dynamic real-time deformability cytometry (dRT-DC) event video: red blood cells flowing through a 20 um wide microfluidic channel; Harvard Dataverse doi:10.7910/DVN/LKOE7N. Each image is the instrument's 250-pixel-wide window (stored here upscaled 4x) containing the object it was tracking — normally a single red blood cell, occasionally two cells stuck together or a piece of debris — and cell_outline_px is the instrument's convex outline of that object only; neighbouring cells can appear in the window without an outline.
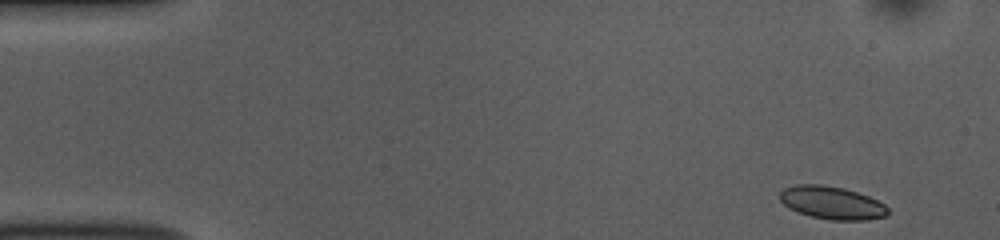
{"species": "common noctule bat (a hibernating species)", "species_latin": "Nyctalus noctula", "temperature_condition": "room temperature", "stored_images_in_passage": 50, "camera_frame_rate_fps": 3000, "um_per_image_px": 0.085, "animal": {"sex": "female", "body_mass_g": 10.0, "forearm_length_mm": 53.1}, "frame": {"image": 1, "passage_image": 1, "time_ms": 0.0, "image_size_px": [1000, 240], "cell_outline_px": [[888, 212], [884, 216], [868, 220], [828, 220], [796, 212], [788, 208], [780, 200], [780, 192], [784, 188], [796, 184], [820, 184], [844, 188], [868, 196], [884, 204], [888, 208]], "centroid_in_image_um": [70.68, 17.23], "position_along_channel_um": 14.3, "area_um2": 20.69}}
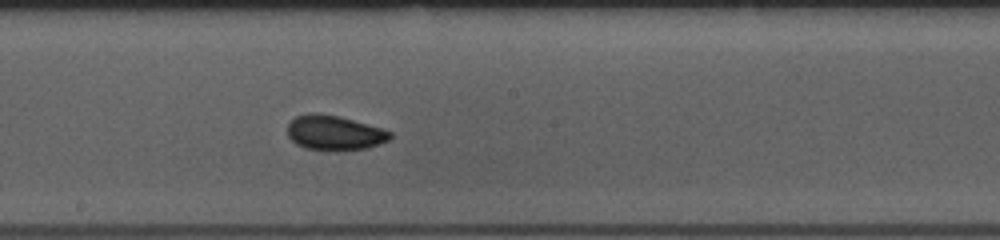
{"frame": {"image": 2, "passage_image": 26, "time_ms": 8.333, "image_size_px": [1000, 240], "cell_outline_px": [[392, 136], [388, 140], [380, 144], [364, 148], [336, 152], [304, 148], [296, 144], [288, 136], [288, 124], [296, 116], [308, 112], [320, 112], [340, 116], [380, 128], [392, 132]], "centroid_in_image_um": [28.39, 11.29], "position_along_channel_um": 219.8, "area_um2": 21.1}}
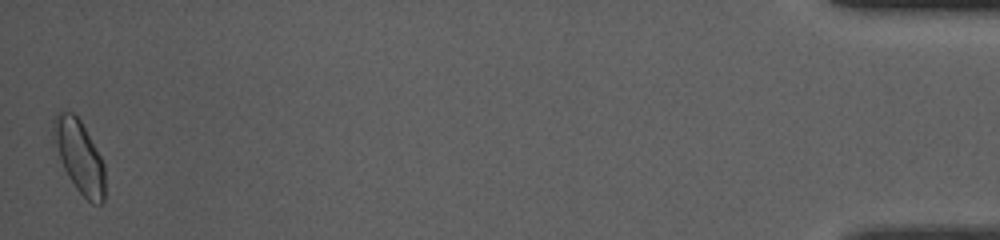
{"frame": {"image": 3, "passage_image": 50, "time_ms": 16.333, "image_size_px": [1000, 240], "cell_outline_px": [[104, 200], [100, 204], [92, 204], [76, 188], [68, 176], [64, 168], [52, 132], [52, 120], [64, 108], [72, 112], [80, 120], [100, 156], [104, 164]], "centroid_in_image_um": [6.74, 13.28], "position_along_channel_um": 428.5, "area_um2": 21.27}, "authors_computed_cell_mechanics": {"area_um2": 20.3167, "velocity_mm_per_s": 3.7434, "shape_relaxation_time_tau1_ms": 11.0865, "shape_relaxation_time_tau2_ms": 1.1543, "deformation_change_tau1": 0.1338, "deformation_change_tau2": 0.0434}}